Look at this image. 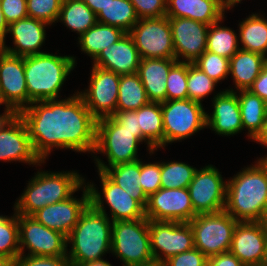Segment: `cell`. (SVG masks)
Masks as SVG:
<instances>
[{
	"label": "cell",
	"mask_w": 267,
	"mask_h": 266,
	"mask_svg": "<svg viewBox=\"0 0 267 266\" xmlns=\"http://www.w3.org/2000/svg\"><path fill=\"white\" fill-rule=\"evenodd\" d=\"M20 254L33 256H67V237L39 223L34 217L18 214Z\"/></svg>",
	"instance_id": "13"
},
{
	"label": "cell",
	"mask_w": 267,
	"mask_h": 266,
	"mask_svg": "<svg viewBox=\"0 0 267 266\" xmlns=\"http://www.w3.org/2000/svg\"><path fill=\"white\" fill-rule=\"evenodd\" d=\"M164 128V147L175 141L190 138L206 127V113L203 104L184 100L161 102Z\"/></svg>",
	"instance_id": "9"
},
{
	"label": "cell",
	"mask_w": 267,
	"mask_h": 266,
	"mask_svg": "<svg viewBox=\"0 0 267 266\" xmlns=\"http://www.w3.org/2000/svg\"><path fill=\"white\" fill-rule=\"evenodd\" d=\"M240 49L262 54L267 58V19L263 14L253 13L239 22Z\"/></svg>",
	"instance_id": "30"
},
{
	"label": "cell",
	"mask_w": 267,
	"mask_h": 266,
	"mask_svg": "<svg viewBox=\"0 0 267 266\" xmlns=\"http://www.w3.org/2000/svg\"><path fill=\"white\" fill-rule=\"evenodd\" d=\"M74 56L43 52L24 57L28 106L32 102L59 98L67 76L76 66Z\"/></svg>",
	"instance_id": "4"
},
{
	"label": "cell",
	"mask_w": 267,
	"mask_h": 266,
	"mask_svg": "<svg viewBox=\"0 0 267 266\" xmlns=\"http://www.w3.org/2000/svg\"><path fill=\"white\" fill-rule=\"evenodd\" d=\"M112 225L109 216L89 204L67 237V244H72L67 250L71 265L101 260L111 253Z\"/></svg>",
	"instance_id": "3"
},
{
	"label": "cell",
	"mask_w": 267,
	"mask_h": 266,
	"mask_svg": "<svg viewBox=\"0 0 267 266\" xmlns=\"http://www.w3.org/2000/svg\"><path fill=\"white\" fill-rule=\"evenodd\" d=\"M64 1L65 0H26L28 17L52 25L57 22L61 5Z\"/></svg>",
	"instance_id": "42"
},
{
	"label": "cell",
	"mask_w": 267,
	"mask_h": 266,
	"mask_svg": "<svg viewBox=\"0 0 267 266\" xmlns=\"http://www.w3.org/2000/svg\"><path fill=\"white\" fill-rule=\"evenodd\" d=\"M71 266H113L111 265L108 261L101 259V260H96L92 262H84L81 264H74Z\"/></svg>",
	"instance_id": "54"
},
{
	"label": "cell",
	"mask_w": 267,
	"mask_h": 266,
	"mask_svg": "<svg viewBox=\"0 0 267 266\" xmlns=\"http://www.w3.org/2000/svg\"><path fill=\"white\" fill-rule=\"evenodd\" d=\"M259 159H263L264 162L267 164V155L265 157L259 158Z\"/></svg>",
	"instance_id": "61"
},
{
	"label": "cell",
	"mask_w": 267,
	"mask_h": 266,
	"mask_svg": "<svg viewBox=\"0 0 267 266\" xmlns=\"http://www.w3.org/2000/svg\"><path fill=\"white\" fill-rule=\"evenodd\" d=\"M193 64L217 83L229 75V59L209 51H205Z\"/></svg>",
	"instance_id": "41"
},
{
	"label": "cell",
	"mask_w": 267,
	"mask_h": 266,
	"mask_svg": "<svg viewBox=\"0 0 267 266\" xmlns=\"http://www.w3.org/2000/svg\"><path fill=\"white\" fill-rule=\"evenodd\" d=\"M187 78L188 62L177 61L167 76L166 100L188 99Z\"/></svg>",
	"instance_id": "40"
},
{
	"label": "cell",
	"mask_w": 267,
	"mask_h": 266,
	"mask_svg": "<svg viewBox=\"0 0 267 266\" xmlns=\"http://www.w3.org/2000/svg\"><path fill=\"white\" fill-rule=\"evenodd\" d=\"M213 112L206 113V128L218 135L233 136L243 131L238 96L233 88L220 91L212 99Z\"/></svg>",
	"instance_id": "23"
},
{
	"label": "cell",
	"mask_w": 267,
	"mask_h": 266,
	"mask_svg": "<svg viewBox=\"0 0 267 266\" xmlns=\"http://www.w3.org/2000/svg\"><path fill=\"white\" fill-rule=\"evenodd\" d=\"M97 170L103 171L114 183L130 193L133 199L146 208L148 196L144 193L140 183V159L109 168H97Z\"/></svg>",
	"instance_id": "29"
},
{
	"label": "cell",
	"mask_w": 267,
	"mask_h": 266,
	"mask_svg": "<svg viewBox=\"0 0 267 266\" xmlns=\"http://www.w3.org/2000/svg\"><path fill=\"white\" fill-rule=\"evenodd\" d=\"M8 32V23L6 22L2 8H1V0H0V42L5 41L6 35Z\"/></svg>",
	"instance_id": "53"
},
{
	"label": "cell",
	"mask_w": 267,
	"mask_h": 266,
	"mask_svg": "<svg viewBox=\"0 0 267 266\" xmlns=\"http://www.w3.org/2000/svg\"><path fill=\"white\" fill-rule=\"evenodd\" d=\"M245 266H266V229L263 222H238L229 250Z\"/></svg>",
	"instance_id": "21"
},
{
	"label": "cell",
	"mask_w": 267,
	"mask_h": 266,
	"mask_svg": "<svg viewBox=\"0 0 267 266\" xmlns=\"http://www.w3.org/2000/svg\"><path fill=\"white\" fill-rule=\"evenodd\" d=\"M252 141L258 142L259 144L267 147V116L266 119L264 120L261 131Z\"/></svg>",
	"instance_id": "52"
},
{
	"label": "cell",
	"mask_w": 267,
	"mask_h": 266,
	"mask_svg": "<svg viewBox=\"0 0 267 266\" xmlns=\"http://www.w3.org/2000/svg\"><path fill=\"white\" fill-rule=\"evenodd\" d=\"M168 18L172 30L175 59L180 62L194 63L206 51L209 25L189 18Z\"/></svg>",
	"instance_id": "18"
},
{
	"label": "cell",
	"mask_w": 267,
	"mask_h": 266,
	"mask_svg": "<svg viewBox=\"0 0 267 266\" xmlns=\"http://www.w3.org/2000/svg\"><path fill=\"white\" fill-rule=\"evenodd\" d=\"M149 102L138 73L120 75L116 111H136Z\"/></svg>",
	"instance_id": "33"
},
{
	"label": "cell",
	"mask_w": 267,
	"mask_h": 266,
	"mask_svg": "<svg viewBox=\"0 0 267 266\" xmlns=\"http://www.w3.org/2000/svg\"><path fill=\"white\" fill-rule=\"evenodd\" d=\"M140 180L144 193L149 197L161 188V162L143 163L140 159Z\"/></svg>",
	"instance_id": "43"
},
{
	"label": "cell",
	"mask_w": 267,
	"mask_h": 266,
	"mask_svg": "<svg viewBox=\"0 0 267 266\" xmlns=\"http://www.w3.org/2000/svg\"><path fill=\"white\" fill-rule=\"evenodd\" d=\"M225 8L217 0H167L166 16L189 18L211 25L221 20Z\"/></svg>",
	"instance_id": "26"
},
{
	"label": "cell",
	"mask_w": 267,
	"mask_h": 266,
	"mask_svg": "<svg viewBox=\"0 0 267 266\" xmlns=\"http://www.w3.org/2000/svg\"><path fill=\"white\" fill-rule=\"evenodd\" d=\"M126 33L119 27L97 22L77 40L80 50L94 60L103 49L118 42Z\"/></svg>",
	"instance_id": "28"
},
{
	"label": "cell",
	"mask_w": 267,
	"mask_h": 266,
	"mask_svg": "<svg viewBox=\"0 0 267 266\" xmlns=\"http://www.w3.org/2000/svg\"><path fill=\"white\" fill-rule=\"evenodd\" d=\"M0 92L6 105L17 114L28 107L24 57L0 49Z\"/></svg>",
	"instance_id": "19"
},
{
	"label": "cell",
	"mask_w": 267,
	"mask_h": 266,
	"mask_svg": "<svg viewBox=\"0 0 267 266\" xmlns=\"http://www.w3.org/2000/svg\"><path fill=\"white\" fill-rule=\"evenodd\" d=\"M111 253L123 266L155 263L151 251L149 220L115 221L112 225Z\"/></svg>",
	"instance_id": "7"
},
{
	"label": "cell",
	"mask_w": 267,
	"mask_h": 266,
	"mask_svg": "<svg viewBox=\"0 0 267 266\" xmlns=\"http://www.w3.org/2000/svg\"><path fill=\"white\" fill-rule=\"evenodd\" d=\"M267 58L262 54L239 49L229 59V74L236 91L248 90L261 73Z\"/></svg>",
	"instance_id": "27"
},
{
	"label": "cell",
	"mask_w": 267,
	"mask_h": 266,
	"mask_svg": "<svg viewBox=\"0 0 267 266\" xmlns=\"http://www.w3.org/2000/svg\"><path fill=\"white\" fill-rule=\"evenodd\" d=\"M1 8L8 25L28 17L26 0H1Z\"/></svg>",
	"instance_id": "47"
},
{
	"label": "cell",
	"mask_w": 267,
	"mask_h": 266,
	"mask_svg": "<svg viewBox=\"0 0 267 266\" xmlns=\"http://www.w3.org/2000/svg\"><path fill=\"white\" fill-rule=\"evenodd\" d=\"M0 266H15V259L0 256Z\"/></svg>",
	"instance_id": "57"
},
{
	"label": "cell",
	"mask_w": 267,
	"mask_h": 266,
	"mask_svg": "<svg viewBox=\"0 0 267 266\" xmlns=\"http://www.w3.org/2000/svg\"><path fill=\"white\" fill-rule=\"evenodd\" d=\"M175 58H143L138 67V75L151 102L166 101L167 76Z\"/></svg>",
	"instance_id": "25"
},
{
	"label": "cell",
	"mask_w": 267,
	"mask_h": 266,
	"mask_svg": "<svg viewBox=\"0 0 267 266\" xmlns=\"http://www.w3.org/2000/svg\"><path fill=\"white\" fill-rule=\"evenodd\" d=\"M224 210L238 222H262L267 208V164L258 159L254 165L226 180Z\"/></svg>",
	"instance_id": "2"
},
{
	"label": "cell",
	"mask_w": 267,
	"mask_h": 266,
	"mask_svg": "<svg viewBox=\"0 0 267 266\" xmlns=\"http://www.w3.org/2000/svg\"><path fill=\"white\" fill-rule=\"evenodd\" d=\"M221 172L213 165L197 169L188 190L196 214L223 211L226 203V185Z\"/></svg>",
	"instance_id": "15"
},
{
	"label": "cell",
	"mask_w": 267,
	"mask_h": 266,
	"mask_svg": "<svg viewBox=\"0 0 267 266\" xmlns=\"http://www.w3.org/2000/svg\"><path fill=\"white\" fill-rule=\"evenodd\" d=\"M98 175L101 180L103 195L98 192L93 183H86L85 180L90 194V204L96 210L108 216L104 207L105 201L110 208L112 222L146 218L145 208L133 199L130 193L114 183L103 171L98 170Z\"/></svg>",
	"instance_id": "10"
},
{
	"label": "cell",
	"mask_w": 267,
	"mask_h": 266,
	"mask_svg": "<svg viewBox=\"0 0 267 266\" xmlns=\"http://www.w3.org/2000/svg\"><path fill=\"white\" fill-rule=\"evenodd\" d=\"M207 266H245L230 251L210 256L207 259Z\"/></svg>",
	"instance_id": "49"
},
{
	"label": "cell",
	"mask_w": 267,
	"mask_h": 266,
	"mask_svg": "<svg viewBox=\"0 0 267 266\" xmlns=\"http://www.w3.org/2000/svg\"><path fill=\"white\" fill-rule=\"evenodd\" d=\"M48 25V23L31 17L12 22L8 25L7 34L12 35L14 48L5 45L6 41H1L0 49L21 57L43 53L40 49L45 43V27Z\"/></svg>",
	"instance_id": "22"
},
{
	"label": "cell",
	"mask_w": 267,
	"mask_h": 266,
	"mask_svg": "<svg viewBox=\"0 0 267 266\" xmlns=\"http://www.w3.org/2000/svg\"><path fill=\"white\" fill-rule=\"evenodd\" d=\"M43 162L53 148L93 153L97 120L78 91L65 99L32 102L17 113Z\"/></svg>",
	"instance_id": "1"
},
{
	"label": "cell",
	"mask_w": 267,
	"mask_h": 266,
	"mask_svg": "<svg viewBox=\"0 0 267 266\" xmlns=\"http://www.w3.org/2000/svg\"><path fill=\"white\" fill-rule=\"evenodd\" d=\"M223 19L209 25L206 51L230 59L240 49L239 40L232 28L221 26Z\"/></svg>",
	"instance_id": "35"
},
{
	"label": "cell",
	"mask_w": 267,
	"mask_h": 266,
	"mask_svg": "<svg viewBox=\"0 0 267 266\" xmlns=\"http://www.w3.org/2000/svg\"><path fill=\"white\" fill-rule=\"evenodd\" d=\"M217 84L193 63H188V99L202 104L203 98L208 97L209 94L211 95Z\"/></svg>",
	"instance_id": "39"
},
{
	"label": "cell",
	"mask_w": 267,
	"mask_h": 266,
	"mask_svg": "<svg viewBox=\"0 0 267 266\" xmlns=\"http://www.w3.org/2000/svg\"><path fill=\"white\" fill-rule=\"evenodd\" d=\"M139 19L166 16L167 0H129Z\"/></svg>",
	"instance_id": "44"
},
{
	"label": "cell",
	"mask_w": 267,
	"mask_h": 266,
	"mask_svg": "<svg viewBox=\"0 0 267 266\" xmlns=\"http://www.w3.org/2000/svg\"><path fill=\"white\" fill-rule=\"evenodd\" d=\"M138 20L134 6L129 0H112L97 14V22L119 27L127 33Z\"/></svg>",
	"instance_id": "36"
},
{
	"label": "cell",
	"mask_w": 267,
	"mask_h": 266,
	"mask_svg": "<svg viewBox=\"0 0 267 266\" xmlns=\"http://www.w3.org/2000/svg\"><path fill=\"white\" fill-rule=\"evenodd\" d=\"M90 83L85 91H78L92 116L98 121L116 112L120 74L92 66Z\"/></svg>",
	"instance_id": "14"
},
{
	"label": "cell",
	"mask_w": 267,
	"mask_h": 266,
	"mask_svg": "<svg viewBox=\"0 0 267 266\" xmlns=\"http://www.w3.org/2000/svg\"><path fill=\"white\" fill-rule=\"evenodd\" d=\"M57 22H63L80 37L97 23V15L82 0H65Z\"/></svg>",
	"instance_id": "32"
},
{
	"label": "cell",
	"mask_w": 267,
	"mask_h": 266,
	"mask_svg": "<svg viewBox=\"0 0 267 266\" xmlns=\"http://www.w3.org/2000/svg\"><path fill=\"white\" fill-rule=\"evenodd\" d=\"M96 15L112 0H82Z\"/></svg>",
	"instance_id": "51"
},
{
	"label": "cell",
	"mask_w": 267,
	"mask_h": 266,
	"mask_svg": "<svg viewBox=\"0 0 267 266\" xmlns=\"http://www.w3.org/2000/svg\"><path fill=\"white\" fill-rule=\"evenodd\" d=\"M20 255L18 214L0 215V256L16 259Z\"/></svg>",
	"instance_id": "38"
},
{
	"label": "cell",
	"mask_w": 267,
	"mask_h": 266,
	"mask_svg": "<svg viewBox=\"0 0 267 266\" xmlns=\"http://www.w3.org/2000/svg\"><path fill=\"white\" fill-rule=\"evenodd\" d=\"M251 93L258 95L267 103V61L259 76L248 89Z\"/></svg>",
	"instance_id": "50"
},
{
	"label": "cell",
	"mask_w": 267,
	"mask_h": 266,
	"mask_svg": "<svg viewBox=\"0 0 267 266\" xmlns=\"http://www.w3.org/2000/svg\"><path fill=\"white\" fill-rule=\"evenodd\" d=\"M143 58H175L169 18H143L128 32Z\"/></svg>",
	"instance_id": "11"
},
{
	"label": "cell",
	"mask_w": 267,
	"mask_h": 266,
	"mask_svg": "<svg viewBox=\"0 0 267 266\" xmlns=\"http://www.w3.org/2000/svg\"><path fill=\"white\" fill-rule=\"evenodd\" d=\"M240 105L243 130H248V138L254 139L261 131L267 116V103L249 90L236 91Z\"/></svg>",
	"instance_id": "31"
},
{
	"label": "cell",
	"mask_w": 267,
	"mask_h": 266,
	"mask_svg": "<svg viewBox=\"0 0 267 266\" xmlns=\"http://www.w3.org/2000/svg\"><path fill=\"white\" fill-rule=\"evenodd\" d=\"M143 141L146 142L150 155L158 150L143 137L141 131L124 129V126L120 125L113 117L98 120L93 154H105L108 164H105L99 157L93 156L97 168H109L139 160L138 146Z\"/></svg>",
	"instance_id": "6"
},
{
	"label": "cell",
	"mask_w": 267,
	"mask_h": 266,
	"mask_svg": "<svg viewBox=\"0 0 267 266\" xmlns=\"http://www.w3.org/2000/svg\"><path fill=\"white\" fill-rule=\"evenodd\" d=\"M266 229V266H267V224H265Z\"/></svg>",
	"instance_id": "59"
},
{
	"label": "cell",
	"mask_w": 267,
	"mask_h": 266,
	"mask_svg": "<svg viewBox=\"0 0 267 266\" xmlns=\"http://www.w3.org/2000/svg\"><path fill=\"white\" fill-rule=\"evenodd\" d=\"M124 129L130 131H141L138 127V110L116 111L112 116Z\"/></svg>",
	"instance_id": "48"
},
{
	"label": "cell",
	"mask_w": 267,
	"mask_h": 266,
	"mask_svg": "<svg viewBox=\"0 0 267 266\" xmlns=\"http://www.w3.org/2000/svg\"><path fill=\"white\" fill-rule=\"evenodd\" d=\"M8 118H0V122L1 121H5V120H7Z\"/></svg>",
	"instance_id": "62"
},
{
	"label": "cell",
	"mask_w": 267,
	"mask_h": 266,
	"mask_svg": "<svg viewBox=\"0 0 267 266\" xmlns=\"http://www.w3.org/2000/svg\"><path fill=\"white\" fill-rule=\"evenodd\" d=\"M262 222H263L264 224H267V208H266V211H265L264 216H263V218H262Z\"/></svg>",
	"instance_id": "58"
},
{
	"label": "cell",
	"mask_w": 267,
	"mask_h": 266,
	"mask_svg": "<svg viewBox=\"0 0 267 266\" xmlns=\"http://www.w3.org/2000/svg\"><path fill=\"white\" fill-rule=\"evenodd\" d=\"M194 212L188 188L164 189L148 197L145 216L148 220L189 222Z\"/></svg>",
	"instance_id": "16"
},
{
	"label": "cell",
	"mask_w": 267,
	"mask_h": 266,
	"mask_svg": "<svg viewBox=\"0 0 267 266\" xmlns=\"http://www.w3.org/2000/svg\"><path fill=\"white\" fill-rule=\"evenodd\" d=\"M15 266H71L67 256L19 255Z\"/></svg>",
	"instance_id": "46"
},
{
	"label": "cell",
	"mask_w": 267,
	"mask_h": 266,
	"mask_svg": "<svg viewBox=\"0 0 267 266\" xmlns=\"http://www.w3.org/2000/svg\"><path fill=\"white\" fill-rule=\"evenodd\" d=\"M207 259L199 249L194 248L169 257L161 266H207Z\"/></svg>",
	"instance_id": "45"
},
{
	"label": "cell",
	"mask_w": 267,
	"mask_h": 266,
	"mask_svg": "<svg viewBox=\"0 0 267 266\" xmlns=\"http://www.w3.org/2000/svg\"><path fill=\"white\" fill-rule=\"evenodd\" d=\"M81 190L83 191L81 198L72 195L67 200L45 206L35 212L32 217L47 228L68 237L78 223L80 215L90 204V194L85 183L81 186Z\"/></svg>",
	"instance_id": "20"
},
{
	"label": "cell",
	"mask_w": 267,
	"mask_h": 266,
	"mask_svg": "<svg viewBox=\"0 0 267 266\" xmlns=\"http://www.w3.org/2000/svg\"><path fill=\"white\" fill-rule=\"evenodd\" d=\"M225 9H232L236 4L241 3L242 0H217Z\"/></svg>",
	"instance_id": "56"
},
{
	"label": "cell",
	"mask_w": 267,
	"mask_h": 266,
	"mask_svg": "<svg viewBox=\"0 0 267 266\" xmlns=\"http://www.w3.org/2000/svg\"><path fill=\"white\" fill-rule=\"evenodd\" d=\"M93 61L94 66L123 75L137 73L141 57L132 37L126 33L118 42L103 49Z\"/></svg>",
	"instance_id": "24"
},
{
	"label": "cell",
	"mask_w": 267,
	"mask_h": 266,
	"mask_svg": "<svg viewBox=\"0 0 267 266\" xmlns=\"http://www.w3.org/2000/svg\"><path fill=\"white\" fill-rule=\"evenodd\" d=\"M2 104L5 105V111L0 115V118H10L12 117L15 113L6 105V103L4 102L1 92H0V105Z\"/></svg>",
	"instance_id": "55"
},
{
	"label": "cell",
	"mask_w": 267,
	"mask_h": 266,
	"mask_svg": "<svg viewBox=\"0 0 267 266\" xmlns=\"http://www.w3.org/2000/svg\"><path fill=\"white\" fill-rule=\"evenodd\" d=\"M0 161H19L40 166L45 163L36 154L24 122L18 114L0 122Z\"/></svg>",
	"instance_id": "17"
},
{
	"label": "cell",
	"mask_w": 267,
	"mask_h": 266,
	"mask_svg": "<svg viewBox=\"0 0 267 266\" xmlns=\"http://www.w3.org/2000/svg\"><path fill=\"white\" fill-rule=\"evenodd\" d=\"M138 127L143 137L155 148H164L161 102H149L138 109Z\"/></svg>",
	"instance_id": "34"
},
{
	"label": "cell",
	"mask_w": 267,
	"mask_h": 266,
	"mask_svg": "<svg viewBox=\"0 0 267 266\" xmlns=\"http://www.w3.org/2000/svg\"><path fill=\"white\" fill-rule=\"evenodd\" d=\"M150 244L156 264L195 248L189 222L149 220Z\"/></svg>",
	"instance_id": "12"
},
{
	"label": "cell",
	"mask_w": 267,
	"mask_h": 266,
	"mask_svg": "<svg viewBox=\"0 0 267 266\" xmlns=\"http://www.w3.org/2000/svg\"><path fill=\"white\" fill-rule=\"evenodd\" d=\"M28 185L16 200L14 210L17 214L32 216L50 204L67 200L81 189L85 178L76 171H38L28 181Z\"/></svg>",
	"instance_id": "5"
},
{
	"label": "cell",
	"mask_w": 267,
	"mask_h": 266,
	"mask_svg": "<svg viewBox=\"0 0 267 266\" xmlns=\"http://www.w3.org/2000/svg\"><path fill=\"white\" fill-rule=\"evenodd\" d=\"M238 221L225 210L217 213L197 214L189 224L194 235V245L207 258L228 252Z\"/></svg>",
	"instance_id": "8"
},
{
	"label": "cell",
	"mask_w": 267,
	"mask_h": 266,
	"mask_svg": "<svg viewBox=\"0 0 267 266\" xmlns=\"http://www.w3.org/2000/svg\"><path fill=\"white\" fill-rule=\"evenodd\" d=\"M134 266H161V265L156 264V263H151V264H148V265H134Z\"/></svg>",
	"instance_id": "60"
},
{
	"label": "cell",
	"mask_w": 267,
	"mask_h": 266,
	"mask_svg": "<svg viewBox=\"0 0 267 266\" xmlns=\"http://www.w3.org/2000/svg\"><path fill=\"white\" fill-rule=\"evenodd\" d=\"M197 169L185 162H161V188H188Z\"/></svg>",
	"instance_id": "37"
}]
</instances>
